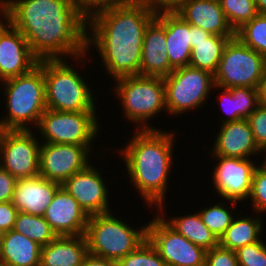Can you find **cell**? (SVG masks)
<instances>
[{
	"label": "cell",
	"instance_id": "obj_33",
	"mask_svg": "<svg viewBox=\"0 0 266 266\" xmlns=\"http://www.w3.org/2000/svg\"><path fill=\"white\" fill-rule=\"evenodd\" d=\"M249 198L254 212L266 213V166L262 162L254 171Z\"/></svg>",
	"mask_w": 266,
	"mask_h": 266
},
{
	"label": "cell",
	"instance_id": "obj_35",
	"mask_svg": "<svg viewBox=\"0 0 266 266\" xmlns=\"http://www.w3.org/2000/svg\"><path fill=\"white\" fill-rule=\"evenodd\" d=\"M235 252L239 266H266V244L262 240L245 245Z\"/></svg>",
	"mask_w": 266,
	"mask_h": 266
},
{
	"label": "cell",
	"instance_id": "obj_7",
	"mask_svg": "<svg viewBox=\"0 0 266 266\" xmlns=\"http://www.w3.org/2000/svg\"><path fill=\"white\" fill-rule=\"evenodd\" d=\"M114 81V92L122 102L124 117L138 124V130L157 129L147 122L160 111L167 112L164 79L132 75Z\"/></svg>",
	"mask_w": 266,
	"mask_h": 266
},
{
	"label": "cell",
	"instance_id": "obj_32",
	"mask_svg": "<svg viewBox=\"0 0 266 266\" xmlns=\"http://www.w3.org/2000/svg\"><path fill=\"white\" fill-rule=\"evenodd\" d=\"M118 266H166L155 248L145 240L135 251L117 261Z\"/></svg>",
	"mask_w": 266,
	"mask_h": 266
},
{
	"label": "cell",
	"instance_id": "obj_18",
	"mask_svg": "<svg viewBox=\"0 0 266 266\" xmlns=\"http://www.w3.org/2000/svg\"><path fill=\"white\" fill-rule=\"evenodd\" d=\"M44 218L57 236H78L85 234L89 216L61 186L47 206Z\"/></svg>",
	"mask_w": 266,
	"mask_h": 266
},
{
	"label": "cell",
	"instance_id": "obj_15",
	"mask_svg": "<svg viewBox=\"0 0 266 266\" xmlns=\"http://www.w3.org/2000/svg\"><path fill=\"white\" fill-rule=\"evenodd\" d=\"M38 62L21 32L3 19L0 23V83L30 72Z\"/></svg>",
	"mask_w": 266,
	"mask_h": 266
},
{
	"label": "cell",
	"instance_id": "obj_4",
	"mask_svg": "<svg viewBox=\"0 0 266 266\" xmlns=\"http://www.w3.org/2000/svg\"><path fill=\"white\" fill-rule=\"evenodd\" d=\"M2 84L5 85L3 89L8 114L0 119L3 129L31 130L30 125L37 127L47 109L43 60L30 72L3 81Z\"/></svg>",
	"mask_w": 266,
	"mask_h": 266
},
{
	"label": "cell",
	"instance_id": "obj_14",
	"mask_svg": "<svg viewBox=\"0 0 266 266\" xmlns=\"http://www.w3.org/2000/svg\"><path fill=\"white\" fill-rule=\"evenodd\" d=\"M217 164L213 171V184L223 201L237 202L247 200L251 193L253 174L258 165L250 158L211 156Z\"/></svg>",
	"mask_w": 266,
	"mask_h": 266
},
{
	"label": "cell",
	"instance_id": "obj_51",
	"mask_svg": "<svg viewBox=\"0 0 266 266\" xmlns=\"http://www.w3.org/2000/svg\"><path fill=\"white\" fill-rule=\"evenodd\" d=\"M266 152V151H265ZM265 160L264 161H262L263 162V164L266 166V156H265V158H264Z\"/></svg>",
	"mask_w": 266,
	"mask_h": 266
},
{
	"label": "cell",
	"instance_id": "obj_47",
	"mask_svg": "<svg viewBox=\"0 0 266 266\" xmlns=\"http://www.w3.org/2000/svg\"><path fill=\"white\" fill-rule=\"evenodd\" d=\"M3 16V17H2ZM0 23L2 22V19H5V5H4V0H0Z\"/></svg>",
	"mask_w": 266,
	"mask_h": 266
},
{
	"label": "cell",
	"instance_id": "obj_49",
	"mask_svg": "<svg viewBox=\"0 0 266 266\" xmlns=\"http://www.w3.org/2000/svg\"><path fill=\"white\" fill-rule=\"evenodd\" d=\"M4 131L2 125H1V121H0V138H1V135H2V132Z\"/></svg>",
	"mask_w": 266,
	"mask_h": 266
},
{
	"label": "cell",
	"instance_id": "obj_44",
	"mask_svg": "<svg viewBox=\"0 0 266 266\" xmlns=\"http://www.w3.org/2000/svg\"><path fill=\"white\" fill-rule=\"evenodd\" d=\"M211 34L200 27L191 25V44L206 40Z\"/></svg>",
	"mask_w": 266,
	"mask_h": 266
},
{
	"label": "cell",
	"instance_id": "obj_11",
	"mask_svg": "<svg viewBox=\"0 0 266 266\" xmlns=\"http://www.w3.org/2000/svg\"><path fill=\"white\" fill-rule=\"evenodd\" d=\"M147 224V240L166 266H205L206 250L179 234L156 214Z\"/></svg>",
	"mask_w": 266,
	"mask_h": 266
},
{
	"label": "cell",
	"instance_id": "obj_24",
	"mask_svg": "<svg viewBox=\"0 0 266 266\" xmlns=\"http://www.w3.org/2000/svg\"><path fill=\"white\" fill-rule=\"evenodd\" d=\"M0 258L9 266H40L41 246L12 229L3 234Z\"/></svg>",
	"mask_w": 266,
	"mask_h": 266
},
{
	"label": "cell",
	"instance_id": "obj_17",
	"mask_svg": "<svg viewBox=\"0 0 266 266\" xmlns=\"http://www.w3.org/2000/svg\"><path fill=\"white\" fill-rule=\"evenodd\" d=\"M173 70L166 48V12H160L144 32L140 75L165 78Z\"/></svg>",
	"mask_w": 266,
	"mask_h": 266
},
{
	"label": "cell",
	"instance_id": "obj_22",
	"mask_svg": "<svg viewBox=\"0 0 266 266\" xmlns=\"http://www.w3.org/2000/svg\"><path fill=\"white\" fill-rule=\"evenodd\" d=\"M87 254L85 235L57 236L41 247L40 266H82Z\"/></svg>",
	"mask_w": 266,
	"mask_h": 266
},
{
	"label": "cell",
	"instance_id": "obj_9",
	"mask_svg": "<svg viewBox=\"0 0 266 266\" xmlns=\"http://www.w3.org/2000/svg\"><path fill=\"white\" fill-rule=\"evenodd\" d=\"M163 79L167 112L173 116L200 108L215 88L212 73L191 66L176 68Z\"/></svg>",
	"mask_w": 266,
	"mask_h": 266
},
{
	"label": "cell",
	"instance_id": "obj_16",
	"mask_svg": "<svg viewBox=\"0 0 266 266\" xmlns=\"http://www.w3.org/2000/svg\"><path fill=\"white\" fill-rule=\"evenodd\" d=\"M99 170L90 163L84 170L73 174L61 185L77 200L88 216L111 211L109 190Z\"/></svg>",
	"mask_w": 266,
	"mask_h": 266
},
{
	"label": "cell",
	"instance_id": "obj_28",
	"mask_svg": "<svg viewBox=\"0 0 266 266\" xmlns=\"http://www.w3.org/2000/svg\"><path fill=\"white\" fill-rule=\"evenodd\" d=\"M13 230L25 235L41 247L57 237L44 216H35L24 212H18Z\"/></svg>",
	"mask_w": 266,
	"mask_h": 266
},
{
	"label": "cell",
	"instance_id": "obj_26",
	"mask_svg": "<svg viewBox=\"0 0 266 266\" xmlns=\"http://www.w3.org/2000/svg\"><path fill=\"white\" fill-rule=\"evenodd\" d=\"M235 36L210 35L206 40L191 44L189 66L216 73L224 48Z\"/></svg>",
	"mask_w": 266,
	"mask_h": 266
},
{
	"label": "cell",
	"instance_id": "obj_50",
	"mask_svg": "<svg viewBox=\"0 0 266 266\" xmlns=\"http://www.w3.org/2000/svg\"><path fill=\"white\" fill-rule=\"evenodd\" d=\"M4 232L0 229V242L2 241Z\"/></svg>",
	"mask_w": 266,
	"mask_h": 266
},
{
	"label": "cell",
	"instance_id": "obj_31",
	"mask_svg": "<svg viewBox=\"0 0 266 266\" xmlns=\"http://www.w3.org/2000/svg\"><path fill=\"white\" fill-rule=\"evenodd\" d=\"M225 204L217 203L199 211L202 222L219 240L226 229L231 225L235 215L228 210Z\"/></svg>",
	"mask_w": 266,
	"mask_h": 266
},
{
	"label": "cell",
	"instance_id": "obj_12",
	"mask_svg": "<svg viewBox=\"0 0 266 266\" xmlns=\"http://www.w3.org/2000/svg\"><path fill=\"white\" fill-rule=\"evenodd\" d=\"M34 130H4L0 138V166L12 176L39 175L40 145Z\"/></svg>",
	"mask_w": 266,
	"mask_h": 266
},
{
	"label": "cell",
	"instance_id": "obj_36",
	"mask_svg": "<svg viewBox=\"0 0 266 266\" xmlns=\"http://www.w3.org/2000/svg\"><path fill=\"white\" fill-rule=\"evenodd\" d=\"M259 149L266 151V105L260 104L247 118Z\"/></svg>",
	"mask_w": 266,
	"mask_h": 266
},
{
	"label": "cell",
	"instance_id": "obj_29",
	"mask_svg": "<svg viewBox=\"0 0 266 266\" xmlns=\"http://www.w3.org/2000/svg\"><path fill=\"white\" fill-rule=\"evenodd\" d=\"M235 36L247 47L266 58V14H257L235 31Z\"/></svg>",
	"mask_w": 266,
	"mask_h": 266
},
{
	"label": "cell",
	"instance_id": "obj_5",
	"mask_svg": "<svg viewBox=\"0 0 266 266\" xmlns=\"http://www.w3.org/2000/svg\"><path fill=\"white\" fill-rule=\"evenodd\" d=\"M66 59L43 60L47 109L61 112L96 111L93 91Z\"/></svg>",
	"mask_w": 266,
	"mask_h": 266
},
{
	"label": "cell",
	"instance_id": "obj_1",
	"mask_svg": "<svg viewBox=\"0 0 266 266\" xmlns=\"http://www.w3.org/2000/svg\"><path fill=\"white\" fill-rule=\"evenodd\" d=\"M4 5L5 19L21 32L39 61L68 56L84 61L89 53L88 17L72 0H4Z\"/></svg>",
	"mask_w": 266,
	"mask_h": 266
},
{
	"label": "cell",
	"instance_id": "obj_43",
	"mask_svg": "<svg viewBox=\"0 0 266 266\" xmlns=\"http://www.w3.org/2000/svg\"><path fill=\"white\" fill-rule=\"evenodd\" d=\"M82 266H118L117 261L87 254L83 260Z\"/></svg>",
	"mask_w": 266,
	"mask_h": 266
},
{
	"label": "cell",
	"instance_id": "obj_39",
	"mask_svg": "<svg viewBox=\"0 0 266 266\" xmlns=\"http://www.w3.org/2000/svg\"><path fill=\"white\" fill-rule=\"evenodd\" d=\"M18 179L0 166V203L13 200Z\"/></svg>",
	"mask_w": 266,
	"mask_h": 266
},
{
	"label": "cell",
	"instance_id": "obj_46",
	"mask_svg": "<svg viewBox=\"0 0 266 266\" xmlns=\"http://www.w3.org/2000/svg\"><path fill=\"white\" fill-rule=\"evenodd\" d=\"M256 8L259 14H266V0H255Z\"/></svg>",
	"mask_w": 266,
	"mask_h": 266
},
{
	"label": "cell",
	"instance_id": "obj_30",
	"mask_svg": "<svg viewBox=\"0 0 266 266\" xmlns=\"http://www.w3.org/2000/svg\"><path fill=\"white\" fill-rule=\"evenodd\" d=\"M219 2L234 31L258 14L255 0H219Z\"/></svg>",
	"mask_w": 266,
	"mask_h": 266
},
{
	"label": "cell",
	"instance_id": "obj_27",
	"mask_svg": "<svg viewBox=\"0 0 266 266\" xmlns=\"http://www.w3.org/2000/svg\"><path fill=\"white\" fill-rule=\"evenodd\" d=\"M170 218L165 221L179 234L193 242L195 245L204 248L206 251L219 245V240L202 222L199 213Z\"/></svg>",
	"mask_w": 266,
	"mask_h": 266
},
{
	"label": "cell",
	"instance_id": "obj_38",
	"mask_svg": "<svg viewBox=\"0 0 266 266\" xmlns=\"http://www.w3.org/2000/svg\"><path fill=\"white\" fill-rule=\"evenodd\" d=\"M217 88V89H216ZM215 89H221L222 94L220 98L221 102V109L223 110L224 114L227 115L226 117L221 119V123H226V122H231V121H236L240 120L239 118V110H238V104H237V98L234 97L229 89L226 88H219L215 86Z\"/></svg>",
	"mask_w": 266,
	"mask_h": 266
},
{
	"label": "cell",
	"instance_id": "obj_2",
	"mask_svg": "<svg viewBox=\"0 0 266 266\" xmlns=\"http://www.w3.org/2000/svg\"><path fill=\"white\" fill-rule=\"evenodd\" d=\"M155 17L133 0L100 9L88 17L87 51L95 47L113 80L140 75L144 32Z\"/></svg>",
	"mask_w": 266,
	"mask_h": 266
},
{
	"label": "cell",
	"instance_id": "obj_42",
	"mask_svg": "<svg viewBox=\"0 0 266 266\" xmlns=\"http://www.w3.org/2000/svg\"><path fill=\"white\" fill-rule=\"evenodd\" d=\"M145 5L154 13L175 12L184 0H133Z\"/></svg>",
	"mask_w": 266,
	"mask_h": 266
},
{
	"label": "cell",
	"instance_id": "obj_20",
	"mask_svg": "<svg viewBox=\"0 0 266 266\" xmlns=\"http://www.w3.org/2000/svg\"><path fill=\"white\" fill-rule=\"evenodd\" d=\"M60 187L61 184L40 175L19 178L14 188L13 205L19 212L44 216L47 206Z\"/></svg>",
	"mask_w": 266,
	"mask_h": 266
},
{
	"label": "cell",
	"instance_id": "obj_48",
	"mask_svg": "<svg viewBox=\"0 0 266 266\" xmlns=\"http://www.w3.org/2000/svg\"><path fill=\"white\" fill-rule=\"evenodd\" d=\"M0 266H9L3 259L0 258Z\"/></svg>",
	"mask_w": 266,
	"mask_h": 266
},
{
	"label": "cell",
	"instance_id": "obj_23",
	"mask_svg": "<svg viewBox=\"0 0 266 266\" xmlns=\"http://www.w3.org/2000/svg\"><path fill=\"white\" fill-rule=\"evenodd\" d=\"M191 25L176 12H166V48L170 65L176 69L189 66Z\"/></svg>",
	"mask_w": 266,
	"mask_h": 266
},
{
	"label": "cell",
	"instance_id": "obj_41",
	"mask_svg": "<svg viewBox=\"0 0 266 266\" xmlns=\"http://www.w3.org/2000/svg\"><path fill=\"white\" fill-rule=\"evenodd\" d=\"M18 212L12 201L0 203V229L4 233L14 228Z\"/></svg>",
	"mask_w": 266,
	"mask_h": 266
},
{
	"label": "cell",
	"instance_id": "obj_10",
	"mask_svg": "<svg viewBox=\"0 0 266 266\" xmlns=\"http://www.w3.org/2000/svg\"><path fill=\"white\" fill-rule=\"evenodd\" d=\"M96 111L61 112L46 109L37 129L45 143L92 146L99 134Z\"/></svg>",
	"mask_w": 266,
	"mask_h": 266
},
{
	"label": "cell",
	"instance_id": "obj_3",
	"mask_svg": "<svg viewBox=\"0 0 266 266\" xmlns=\"http://www.w3.org/2000/svg\"><path fill=\"white\" fill-rule=\"evenodd\" d=\"M131 138L122 150H118L124 156L130 183L148 207L157 206L161 211L158 213H164V198L174 160L175 133L160 129H136Z\"/></svg>",
	"mask_w": 266,
	"mask_h": 266
},
{
	"label": "cell",
	"instance_id": "obj_13",
	"mask_svg": "<svg viewBox=\"0 0 266 266\" xmlns=\"http://www.w3.org/2000/svg\"><path fill=\"white\" fill-rule=\"evenodd\" d=\"M40 142L39 175L50 181L62 185L91 163L92 146Z\"/></svg>",
	"mask_w": 266,
	"mask_h": 266
},
{
	"label": "cell",
	"instance_id": "obj_45",
	"mask_svg": "<svg viewBox=\"0 0 266 266\" xmlns=\"http://www.w3.org/2000/svg\"><path fill=\"white\" fill-rule=\"evenodd\" d=\"M258 91H259L260 104L266 105V65L264 68L262 79L258 87Z\"/></svg>",
	"mask_w": 266,
	"mask_h": 266
},
{
	"label": "cell",
	"instance_id": "obj_34",
	"mask_svg": "<svg viewBox=\"0 0 266 266\" xmlns=\"http://www.w3.org/2000/svg\"><path fill=\"white\" fill-rule=\"evenodd\" d=\"M229 90L237 98L240 119H247L260 105L258 88L233 87L229 88Z\"/></svg>",
	"mask_w": 266,
	"mask_h": 266
},
{
	"label": "cell",
	"instance_id": "obj_21",
	"mask_svg": "<svg viewBox=\"0 0 266 266\" xmlns=\"http://www.w3.org/2000/svg\"><path fill=\"white\" fill-rule=\"evenodd\" d=\"M175 12L190 25L200 27L211 35L235 36L219 0H184Z\"/></svg>",
	"mask_w": 266,
	"mask_h": 266
},
{
	"label": "cell",
	"instance_id": "obj_37",
	"mask_svg": "<svg viewBox=\"0 0 266 266\" xmlns=\"http://www.w3.org/2000/svg\"><path fill=\"white\" fill-rule=\"evenodd\" d=\"M205 266H239L235 251L216 246L206 251Z\"/></svg>",
	"mask_w": 266,
	"mask_h": 266
},
{
	"label": "cell",
	"instance_id": "obj_8",
	"mask_svg": "<svg viewBox=\"0 0 266 266\" xmlns=\"http://www.w3.org/2000/svg\"><path fill=\"white\" fill-rule=\"evenodd\" d=\"M266 65V58L243 44L236 36L226 44L218 69L214 74L219 88H258Z\"/></svg>",
	"mask_w": 266,
	"mask_h": 266
},
{
	"label": "cell",
	"instance_id": "obj_6",
	"mask_svg": "<svg viewBox=\"0 0 266 266\" xmlns=\"http://www.w3.org/2000/svg\"><path fill=\"white\" fill-rule=\"evenodd\" d=\"M84 235L89 254L118 261L147 240V224L134 229L110 211L89 216Z\"/></svg>",
	"mask_w": 266,
	"mask_h": 266
},
{
	"label": "cell",
	"instance_id": "obj_19",
	"mask_svg": "<svg viewBox=\"0 0 266 266\" xmlns=\"http://www.w3.org/2000/svg\"><path fill=\"white\" fill-rule=\"evenodd\" d=\"M220 126L211 156L250 158L251 155L262 153L254 140L247 119L222 123Z\"/></svg>",
	"mask_w": 266,
	"mask_h": 266
},
{
	"label": "cell",
	"instance_id": "obj_40",
	"mask_svg": "<svg viewBox=\"0 0 266 266\" xmlns=\"http://www.w3.org/2000/svg\"><path fill=\"white\" fill-rule=\"evenodd\" d=\"M126 0H72L87 17L91 16L96 11L107 8L108 6L122 3Z\"/></svg>",
	"mask_w": 266,
	"mask_h": 266
},
{
	"label": "cell",
	"instance_id": "obj_25",
	"mask_svg": "<svg viewBox=\"0 0 266 266\" xmlns=\"http://www.w3.org/2000/svg\"><path fill=\"white\" fill-rule=\"evenodd\" d=\"M262 216L250 217L234 216L231 225L226 229L219 239V246L237 251L239 248L261 241L262 233Z\"/></svg>",
	"mask_w": 266,
	"mask_h": 266
}]
</instances>
